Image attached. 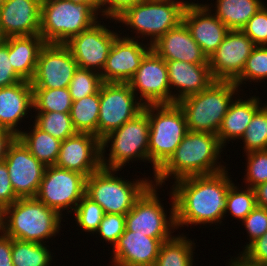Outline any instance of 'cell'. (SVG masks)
Wrapping results in <instances>:
<instances>
[{"mask_svg": "<svg viewBox=\"0 0 267 266\" xmlns=\"http://www.w3.org/2000/svg\"><path fill=\"white\" fill-rule=\"evenodd\" d=\"M228 174L227 167L215 174L186 177L173 183L170 190L175 200L177 229L185 225H221L227 192L234 183Z\"/></svg>", "mask_w": 267, "mask_h": 266, "instance_id": "6da1fadb", "label": "cell"}, {"mask_svg": "<svg viewBox=\"0 0 267 266\" xmlns=\"http://www.w3.org/2000/svg\"><path fill=\"white\" fill-rule=\"evenodd\" d=\"M223 148L216 134L188 131L173 155L156 172L153 184L162 188L169 179L175 182L225 170L226 167L219 161Z\"/></svg>", "mask_w": 267, "mask_h": 266, "instance_id": "7a4b0ae2", "label": "cell"}, {"mask_svg": "<svg viewBox=\"0 0 267 266\" xmlns=\"http://www.w3.org/2000/svg\"><path fill=\"white\" fill-rule=\"evenodd\" d=\"M62 219L56 210L36 198H19L5 208L2 231L12 239L49 244L46 240L60 232Z\"/></svg>", "mask_w": 267, "mask_h": 266, "instance_id": "3957f363", "label": "cell"}, {"mask_svg": "<svg viewBox=\"0 0 267 266\" xmlns=\"http://www.w3.org/2000/svg\"><path fill=\"white\" fill-rule=\"evenodd\" d=\"M240 91L233 81L214 80L200 93L181 99L177 104L184 113L188 130L217 135L230 104Z\"/></svg>", "mask_w": 267, "mask_h": 266, "instance_id": "277c9868", "label": "cell"}, {"mask_svg": "<svg viewBox=\"0 0 267 266\" xmlns=\"http://www.w3.org/2000/svg\"><path fill=\"white\" fill-rule=\"evenodd\" d=\"M119 171L101 167L86 178L85 195L99 204L105 214L126 215L153 184L149 176L129 181L118 177Z\"/></svg>", "mask_w": 267, "mask_h": 266, "instance_id": "5b68a950", "label": "cell"}, {"mask_svg": "<svg viewBox=\"0 0 267 266\" xmlns=\"http://www.w3.org/2000/svg\"><path fill=\"white\" fill-rule=\"evenodd\" d=\"M148 114L149 162L153 176L169 160L184 136L188 127L183 111L177 103L144 105Z\"/></svg>", "mask_w": 267, "mask_h": 266, "instance_id": "8992f818", "label": "cell"}, {"mask_svg": "<svg viewBox=\"0 0 267 266\" xmlns=\"http://www.w3.org/2000/svg\"><path fill=\"white\" fill-rule=\"evenodd\" d=\"M98 15L88 2L42 0L39 34L46 43L65 44L100 20Z\"/></svg>", "mask_w": 267, "mask_h": 266, "instance_id": "52a82bcc", "label": "cell"}, {"mask_svg": "<svg viewBox=\"0 0 267 266\" xmlns=\"http://www.w3.org/2000/svg\"><path fill=\"white\" fill-rule=\"evenodd\" d=\"M184 9L182 4L172 0H142L128 8L114 23L116 25L117 23L124 24L125 27L133 29L130 32L137 35L130 37L128 33L123 37L134 40L137 38L141 41L146 38L145 42L152 45L166 32L182 22Z\"/></svg>", "mask_w": 267, "mask_h": 266, "instance_id": "ba28073f", "label": "cell"}, {"mask_svg": "<svg viewBox=\"0 0 267 266\" xmlns=\"http://www.w3.org/2000/svg\"><path fill=\"white\" fill-rule=\"evenodd\" d=\"M149 131L148 114L143 110L120 128L109 132L101 139L102 167L123 170L131 161H149ZM108 147L109 154L105 150Z\"/></svg>", "mask_w": 267, "mask_h": 266, "instance_id": "9c48e42d", "label": "cell"}, {"mask_svg": "<svg viewBox=\"0 0 267 266\" xmlns=\"http://www.w3.org/2000/svg\"><path fill=\"white\" fill-rule=\"evenodd\" d=\"M159 188L160 186L152 184L135 202L133 208L125 215V230L145 234L150 238H157L163 243L174 237L173 233L177 227L173 193L169 191L171 210L169 209L168 217L164 204L161 203V198L158 195Z\"/></svg>", "mask_w": 267, "mask_h": 266, "instance_id": "30bf717a", "label": "cell"}, {"mask_svg": "<svg viewBox=\"0 0 267 266\" xmlns=\"http://www.w3.org/2000/svg\"><path fill=\"white\" fill-rule=\"evenodd\" d=\"M86 178L85 175L76 171L56 165L46 166L35 198L47 207L56 210L61 216H64L62 212L65 210L66 214H72L85 195Z\"/></svg>", "mask_w": 267, "mask_h": 266, "instance_id": "8fae6325", "label": "cell"}, {"mask_svg": "<svg viewBox=\"0 0 267 266\" xmlns=\"http://www.w3.org/2000/svg\"><path fill=\"white\" fill-rule=\"evenodd\" d=\"M138 100L128 83L103 82L100 86L97 137L101 140L141 113L144 104Z\"/></svg>", "mask_w": 267, "mask_h": 266, "instance_id": "7c38bea8", "label": "cell"}, {"mask_svg": "<svg viewBox=\"0 0 267 266\" xmlns=\"http://www.w3.org/2000/svg\"><path fill=\"white\" fill-rule=\"evenodd\" d=\"M101 21L71 37L64 45L70 50L78 67L101 73L114 40L120 35L117 30ZM112 30V31H111Z\"/></svg>", "mask_w": 267, "mask_h": 266, "instance_id": "4fadbf2b", "label": "cell"}, {"mask_svg": "<svg viewBox=\"0 0 267 266\" xmlns=\"http://www.w3.org/2000/svg\"><path fill=\"white\" fill-rule=\"evenodd\" d=\"M128 84L144 105L172 104L166 61L153 49L145 55Z\"/></svg>", "mask_w": 267, "mask_h": 266, "instance_id": "5bb4252c", "label": "cell"}, {"mask_svg": "<svg viewBox=\"0 0 267 266\" xmlns=\"http://www.w3.org/2000/svg\"><path fill=\"white\" fill-rule=\"evenodd\" d=\"M13 190L18 198H35L46 166L37 160L16 136L4 159Z\"/></svg>", "mask_w": 267, "mask_h": 266, "instance_id": "9a60e30c", "label": "cell"}, {"mask_svg": "<svg viewBox=\"0 0 267 266\" xmlns=\"http://www.w3.org/2000/svg\"><path fill=\"white\" fill-rule=\"evenodd\" d=\"M77 68L64 44L46 43L40 51L31 86L33 89L68 88Z\"/></svg>", "mask_w": 267, "mask_h": 266, "instance_id": "2e32d148", "label": "cell"}, {"mask_svg": "<svg viewBox=\"0 0 267 266\" xmlns=\"http://www.w3.org/2000/svg\"><path fill=\"white\" fill-rule=\"evenodd\" d=\"M255 46L242 30H229L217 50L208 58L212 78L234 81L242 73Z\"/></svg>", "mask_w": 267, "mask_h": 266, "instance_id": "e0dca14e", "label": "cell"}, {"mask_svg": "<svg viewBox=\"0 0 267 266\" xmlns=\"http://www.w3.org/2000/svg\"><path fill=\"white\" fill-rule=\"evenodd\" d=\"M120 35L114 40L106 63L100 73L102 82L128 83L140 67L145 55L152 49L149 43L125 38Z\"/></svg>", "mask_w": 267, "mask_h": 266, "instance_id": "ac0fdd59", "label": "cell"}, {"mask_svg": "<svg viewBox=\"0 0 267 266\" xmlns=\"http://www.w3.org/2000/svg\"><path fill=\"white\" fill-rule=\"evenodd\" d=\"M55 165L88 177L102 167L101 140L94 134L77 132L61 142Z\"/></svg>", "mask_w": 267, "mask_h": 266, "instance_id": "d6986e66", "label": "cell"}, {"mask_svg": "<svg viewBox=\"0 0 267 266\" xmlns=\"http://www.w3.org/2000/svg\"><path fill=\"white\" fill-rule=\"evenodd\" d=\"M182 21L207 58L217 50L229 31L205 3L186 7Z\"/></svg>", "mask_w": 267, "mask_h": 266, "instance_id": "ffe728a7", "label": "cell"}, {"mask_svg": "<svg viewBox=\"0 0 267 266\" xmlns=\"http://www.w3.org/2000/svg\"><path fill=\"white\" fill-rule=\"evenodd\" d=\"M42 0H4L0 27L6 38L40 33Z\"/></svg>", "mask_w": 267, "mask_h": 266, "instance_id": "44dd1931", "label": "cell"}, {"mask_svg": "<svg viewBox=\"0 0 267 266\" xmlns=\"http://www.w3.org/2000/svg\"><path fill=\"white\" fill-rule=\"evenodd\" d=\"M162 242L145 234L125 230L112 248V266H154Z\"/></svg>", "mask_w": 267, "mask_h": 266, "instance_id": "7402d4cb", "label": "cell"}, {"mask_svg": "<svg viewBox=\"0 0 267 266\" xmlns=\"http://www.w3.org/2000/svg\"><path fill=\"white\" fill-rule=\"evenodd\" d=\"M166 65L172 104L192 94L200 93L214 81L209 64L173 60L166 61Z\"/></svg>", "mask_w": 267, "mask_h": 266, "instance_id": "603a6c76", "label": "cell"}, {"mask_svg": "<svg viewBox=\"0 0 267 266\" xmlns=\"http://www.w3.org/2000/svg\"><path fill=\"white\" fill-rule=\"evenodd\" d=\"M152 49L165 61L177 60L192 64H208L207 56L192 38L183 21L154 42Z\"/></svg>", "mask_w": 267, "mask_h": 266, "instance_id": "cb8c5ba5", "label": "cell"}, {"mask_svg": "<svg viewBox=\"0 0 267 266\" xmlns=\"http://www.w3.org/2000/svg\"><path fill=\"white\" fill-rule=\"evenodd\" d=\"M32 109L33 88L30 81L23 80L0 88V128L8 129L18 136L22 131L18 124H21L26 116L28 118L27 114Z\"/></svg>", "mask_w": 267, "mask_h": 266, "instance_id": "d4e9b609", "label": "cell"}, {"mask_svg": "<svg viewBox=\"0 0 267 266\" xmlns=\"http://www.w3.org/2000/svg\"><path fill=\"white\" fill-rule=\"evenodd\" d=\"M237 97L230 104L217 133L218 140L224 148L229 141L241 139L253 115L263 105L262 100L256 95H251L247 99L243 96L242 99L239 95Z\"/></svg>", "mask_w": 267, "mask_h": 266, "instance_id": "484cf974", "label": "cell"}, {"mask_svg": "<svg viewBox=\"0 0 267 266\" xmlns=\"http://www.w3.org/2000/svg\"><path fill=\"white\" fill-rule=\"evenodd\" d=\"M8 56L14 71L26 81L34 77L37 60L46 42L38 35L8 37Z\"/></svg>", "mask_w": 267, "mask_h": 266, "instance_id": "4316f807", "label": "cell"}, {"mask_svg": "<svg viewBox=\"0 0 267 266\" xmlns=\"http://www.w3.org/2000/svg\"><path fill=\"white\" fill-rule=\"evenodd\" d=\"M264 4L262 0H216L205 5L229 30H241Z\"/></svg>", "mask_w": 267, "mask_h": 266, "instance_id": "83f0119b", "label": "cell"}, {"mask_svg": "<svg viewBox=\"0 0 267 266\" xmlns=\"http://www.w3.org/2000/svg\"><path fill=\"white\" fill-rule=\"evenodd\" d=\"M28 129L30 131L23 130L17 137L42 164L55 165L62 141L40 129L34 122Z\"/></svg>", "mask_w": 267, "mask_h": 266, "instance_id": "f1b7e54d", "label": "cell"}, {"mask_svg": "<svg viewBox=\"0 0 267 266\" xmlns=\"http://www.w3.org/2000/svg\"><path fill=\"white\" fill-rule=\"evenodd\" d=\"M176 235L161 244L154 266H193L196 243L184 233Z\"/></svg>", "mask_w": 267, "mask_h": 266, "instance_id": "f546056e", "label": "cell"}, {"mask_svg": "<svg viewBox=\"0 0 267 266\" xmlns=\"http://www.w3.org/2000/svg\"><path fill=\"white\" fill-rule=\"evenodd\" d=\"M99 107L100 89L96 94L73 101L70 117L74 129L79 133H90L97 137Z\"/></svg>", "mask_w": 267, "mask_h": 266, "instance_id": "4dcf8cb0", "label": "cell"}, {"mask_svg": "<svg viewBox=\"0 0 267 266\" xmlns=\"http://www.w3.org/2000/svg\"><path fill=\"white\" fill-rule=\"evenodd\" d=\"M53 252L45 243L12 239V262L14 266H50Z\"/></svg>", "mask_w": 267, "mask_h": 266, "instance_id": "1f68e13d", "label": "cell"}, {"mask_svg": "<svg viewBox=\"0 0 267 266\" xmlns=\"http://www.w3.org/2000/svg\"><path fill=\"white\" fill-rule=\"evenodd\" d=\"M72 102L69 88L33 89V112L70 113Z\"/></svg>", "mask_w": 267, "mask_h": 266, "instance_id": "d6a6232c", "label": "cell"}, {"mask_svg": "<svg viewBox=\"0 0 267 266\" xmlns=\"http://www.w3.org/2000/svg\"><path fill=\"white\" fill-rule=\"evenodd\" d=\"M37 113V114H36ZM30 115L34 123L54 138L63 141L77 133L72 124L70 113L61 112H35Z\"/></svg>", "mask_w": 267, "mask_h": 266, "instance_id": "836d02e7", "label": "cell"}, {"mask_svg": "<svg viewBox=\"0 0 267 266\" xmlns=\"http://www.w3.org/2000/svg\"><path fill=\"white\" fill-rule=\"evenodd\" d=\"M241 140L244 153L267 150V103L255 112Z\"/></svg>", "mask_w": 267, "mask_h": 266, "instance_id": "e575fe53", "label": "cell"}, {"mask_svg": "<svg viewBox=\"0 0 267 266\" xmlns=\"http://www.w3.org/2000/svg\"><path fill=\"white\" fill-rule=\"evenodd\" d=\"M243 188L235 185V183L229 187L225 216L229 213L235 220L242 221L256 207L254 189L245 186Z\"/></svg>", "mask_w": 267, "mask_h": 266, "instance_id": "d590c367", "label": "cell"}, {"mask_svg": "<svg viewBox=\"0 0 267 266\" xmlns=\"http://www.w3.org/2000/svg\"><path fill=\"white\" fill-rule=\"evenodd\" d=\"M267 80V46H255L247 58L242 73L233 81L239 89L243 84ZM246 81V82H245Z\"/></svg>", "mask_w": 267, "mask_h": 266, "instance_id": "8d00e7d4", "label": "cell"}, {"mask_svg": "<svg viewBox=\"0 0 267 266\" xmlns=\"http://www.w3.org/2000/svg\"><path fill=\"white\" fill-rule=\"evenodd\" d=\"M74 214L76 226L82 231L94 235L105 213L99 204L84 195L77 204Z\"/></svg>", "mask_w": 267, "mask_h": 266, "instance_id": "74e56055", "label": "cell"}, {"mask_svg": "<svg viewBox=\"0 0 267 266\" xmlns=\"http://www.w3.org/2000/svg\"><path fill=\"white\" fill-rule=\"evenodd\" d=\"M102 83L100 73L78 67L68 87L72 101L96 94Z\"/></svg>", "mask_w": 267, "mask_h": 266, "instance_id": "f35d334b", "label": "cell"}, {"mask_svg": "<svg viewBox=\"0 0 267 266\" xmlns=\"http://www.w3.org/2000/svg\"><path fill=\"white\" fill-rule=\"evenodd\" d=\"M245 155L247 162L243 178L245 186L254 188L267 182V150L251 151Z\"/></svg>", "mask_w": 267, "mask_h": 266, "instance_id": "ab89813d", "label": "cell"}, {"mask_svg": "<svg viewBox=\"0 0 267 266\" xmlns=\"http://www.w3.org/2000/svg\"><path fill=\"white\" fill-rule=\"evenodd\" d=\"M125 229V215L104 214L100 226L94 234H98L100 240L103 239V243L105 241L114 247Z\"/></svg>", "mask_w": 267, "mask_h": 266, "instance_id": "60d3db41", "label": "cell"}, {"mask_svg": "<svg viewBox=\"0 0 267 266\" xmlns=\"http://www.w3.org/2000/svg\"><path fill=\"white\" fill-rule=\"evenodd\" d=\"M249 242L244 245L243 251L256 239L267 231V208L257 206L242 220ZM249 243V244H248Z\"/></svg>", "mask_w": 267, "mask_h": 266, "instance_id": "b9f144b4", "label": "cell"}, {"mask_svg": "<svg viewBox=\"0 0 267 266\" xmlns=\"http://www.w3.org/2000/svg\"><path fill=\"white\" fill-rule=\"evenodd\" d=\"M266 3L241 29L256 46H267V7Z\"/></svg>", "mask_w": 267, "mask_h": 266, "instance_id": "7bdbcfd3", "label": "cell"}, {"mask_svg": "<svg viewBox=\"0 0 267 266\" xmlns=\"http://www.w3.org/2000/svg\"><path fill=\"white\" fill-rule=\"evenodd\" d=\"M141 1L142 0H98V13L100 18H102L101 20H103V18H105V20L108 18L113 22L128 8H131Z\"/></svg>", "mask_w": 267, "mask_h": 266, "instance_id": "ee69618b", "label": "cell"}, {"mask_svg": "<svg viewBox=\"0 0 267 266\" xmlns=\"http://www.w3.org/2000/svg\"><path fill=\"white\" fill-rule=\"evenodd\" d=\"M237 255H240L246 262L267 265V231Z\"/></svg>", "mask_w": 267, "mask_h": 266, "instance_id": "f6af8a7d", "label": "cell"}, {"mask_svg": "<svg viewBox=\"0 0 267 266\" xmlns=\"http://www.w3.org/2000/svg\"><path fill=\"white\" fill-rule=\"evenodd\" d=\"M23 79L14 71L8 56V44L0 45V88L14 85Z\"/></svg>", "mask_w": 267, "mask_h": 266, "instance_id": "bcb514c9", "label": "cell"}, {"mask_svg": "<svg viewBox=\"0 0 267 266\" xmlns=\"http://www.w3.org/2000/svg\"><path fill=\"white\" fill-rule=\"evenodd\" d=\"M18 199L9 178L8 167L4 160L0 161V205L6 208Z\"/></svg>", "mask_w": 267, "mask_h": 266, "instance_id": "7dc6e473", "label": "cell"}, {"mask_svg": "<svg viewBox=\"0 0 267 266\" xmlns=\"http://www.w3.org/2000/svg\"><path fill=\"white\" fill-rule=\"evenodd\" d=\"M0 266H14L12 262V238L0 232Z\"/></svg>", "mask_w": 267, "mask_h": 266, "instance_id": "c3c4849f", "label": "cell"}, {"mask_svg": "<svg viewBox=\"0 0 267 266\" xmlns=\"http://www.w3.org/2000/svg\"><path fill=\"white\" fill-rule=\"evenodd\" d=\"M15 137L16 136L10 130L0 128V161L5 159L7 148Z\"/></svg>", "mask_w": 267, "mask_h": 266, "instance_id": "681fc988", "label": "cell"}, {"mask_svg": "<svg viewBox=\"0 0 267 266\" xmlns=\"http://www.w3.org/2000/svg\"><path fill=\"white\" fill-rule=\"evenodd\" d=\"M257 206L267 208V182L253 188Z\"/></svg>", "mask_w": 267, "mask_h": 266, "instance_id": "f907efd6", "label": "cell"}, {"mask_svg": "<svg viewBox=\"0 0 267 266\" xmlns=\"http://www.w3.org/2000/svg\"><path fill=\"white\" fill-rule=\"evenodd\" d=\"M231 257V259H229V262L227 263V266H267V265H256L250 262H246L240 255H236V257L234 256Z\"/></svg>", "mask_w": 267, "mask_h": 266, "instance_id": "816d5d0a", "label": "cell"}, {"mask_svg": "<svg viewBox=\"0 0 267 266\" xmlns=\"http://www.w3.org/2000/svg\"><path fill=\"white\" fill-rule=\"evenodd\" d=\"M73 2H88L98 11V0H66Z\"/></svg>", "mask_w": 267, "mask_h": 266, "instance_id": "f5cc1de1", "label": "cell"}, {"mask_svg": "<svg viewBox=\"0 0 267 266\" xmlns=\"http://www.w3.org/2000/svg\"><path fill=\"white\" fill-rule=\"evenodd\" d=\"M4 215H5V208L0 205V232L3 230L4 226Z\"/></svg>", "mask_w": 267, "mask_h": 266, "instance_id": "db71d44e", "label": "cell"}, {"mask_svg": "<svg viewBox=\"0 0 267 266\" xmlns=\"http://www.w3.org/2000/svg\"><path fill=\"white\" fill-rule=\"evenodd\" d=\"M172 1H176L180 4H182L185 8L186 7H190V6H194V5H198V4H202V3H195V2H189V1H184V0H172Z\"/></svg>", "mask_w": 267, "mask_h": 266, "instance_id": "11a10c76", "label": "cell"}, {"mask_svg": "<svg viewBox=\"0 0 267 266\" xmlns=\"http://www.w3.org/2000/svg\"><path fill=\"white\" fill-rule=\"evenodd\" d=\"M6 40L5 35L3 34L1 27H0V45L3 44Z\"/></svg>", "mask_w": 267, "mask_h": 266, "instance_id": "9f6ffc18", "label": "cell"}, {"mask_svg": "<svg viewBox=\"0 0 267 266\" xmlns=\"http://www.w3.org/2000/svg\"><path fill=\"white\" fill-rule=\"evenodd\" d=\"M3 1H4V0H0V8H1L2 5H3Z\"/></svg>", "mask_w": 267, "mask_h": 266, "instance_id": "6f0895ef", "label": "cell"}]
</instances>
